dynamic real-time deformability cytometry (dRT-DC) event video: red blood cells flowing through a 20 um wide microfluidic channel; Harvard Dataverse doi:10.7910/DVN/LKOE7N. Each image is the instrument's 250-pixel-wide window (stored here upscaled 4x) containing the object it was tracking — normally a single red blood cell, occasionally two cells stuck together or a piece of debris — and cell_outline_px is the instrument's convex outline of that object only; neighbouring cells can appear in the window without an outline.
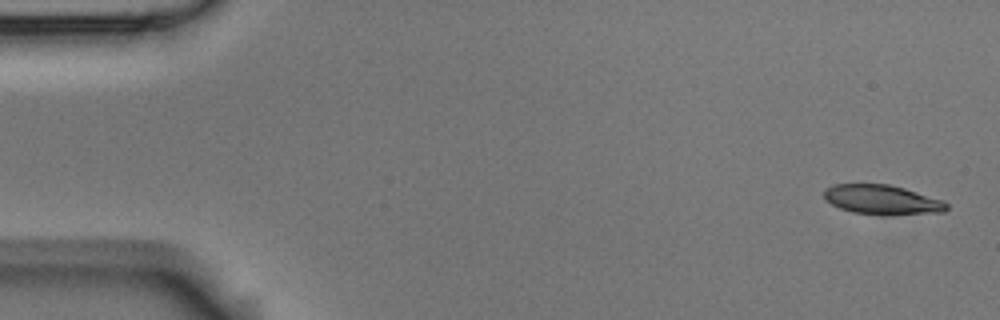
{"species": "Egyptian fruit bat (a non-hibernating species)", "species_latin": "Rousettus aegyptiacus", "temperature_condition": "room temperature", "stored_images_in_passage": 5, "camera_frame_rate_fps": 3000, "um_per_image_px": 0.085, "animal": {"sex": "male"}, "frame": {"image": 1, "passage_image": 1, "time_ms": 0.0, "image_size_px": [1000, 320], "cell_outline_px": [[948, 208], [944, 212], [892, 216], [884, 216], [852, 212], [840, 208], [824, 200], [824, 188], [832, 184], [888, 184], [904, 188], [944, 200], [948, 204]], "centroid_in_image_um": [74.99, 16.99], "position_along_channel_um": 10.0, "area_um2": 21.62}}
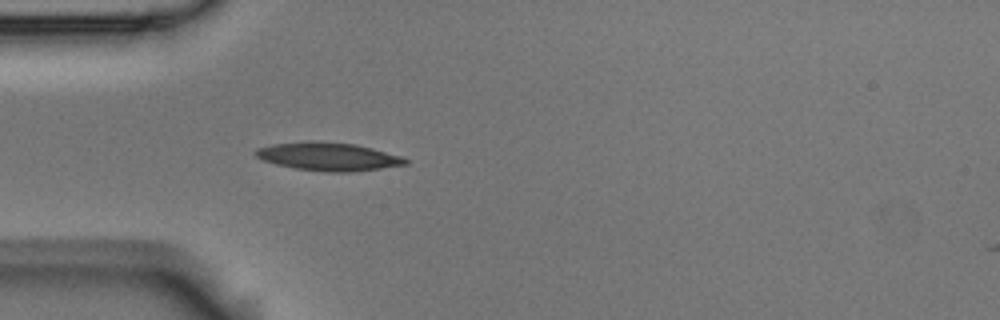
{"frame": {"image": 2, "passage_image": 5, "time_ms": 1.333, "image_size_px": [1000, 320], "cell_outline_px": [[408, 164], [380, 168], [348, 172], [328, 172], [296, 168], [276, 164], [264, 160], [256, 156], [252, 152], [256, 148], [272, 144], [356, 144], [372, 148], [400, 156], [408, 160]], "centroid_in_image_um": [27.93, 13.35], "position_along_channel_um": 57.1, "area_um2": 23.29}}